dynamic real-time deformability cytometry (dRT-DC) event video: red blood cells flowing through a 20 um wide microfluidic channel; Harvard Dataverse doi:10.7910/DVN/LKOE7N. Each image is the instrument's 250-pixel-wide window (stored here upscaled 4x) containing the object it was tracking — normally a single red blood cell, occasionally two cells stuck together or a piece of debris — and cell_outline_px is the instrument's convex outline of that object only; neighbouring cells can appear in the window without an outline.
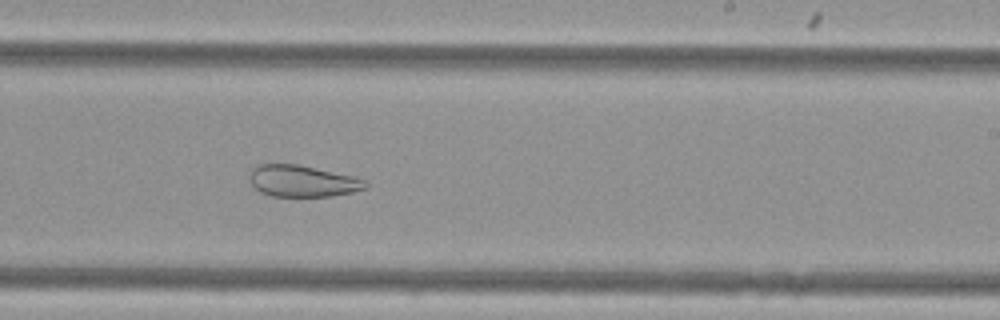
{"species": "Egyptian fruit bat (a non-hibernating species)", "species_latin": "Rousettus aegyptiacus", "temperature_condition": "cold", "stored_images_in_passage": 53, "camera_frame_rate_fps": 3000, "um_per_image_px": 0.085, "animal": {"sex": "female"}, "frame": {"image": 1, "passage_image": 32, "time_ms": 10.333, "image_size_px": [1000, 320], "cell_outline_px": [[368, 188], [352, 192], [332, 196], [272, 196], [260, 192], [252, 184], [252, 168], [260, 164], [300, 164], [352, 176], [368, 180]], "centroid_in_image_um": [25.78, 15.39], "position_along_channel_um": 263.2, "area_um2": 21.21}}
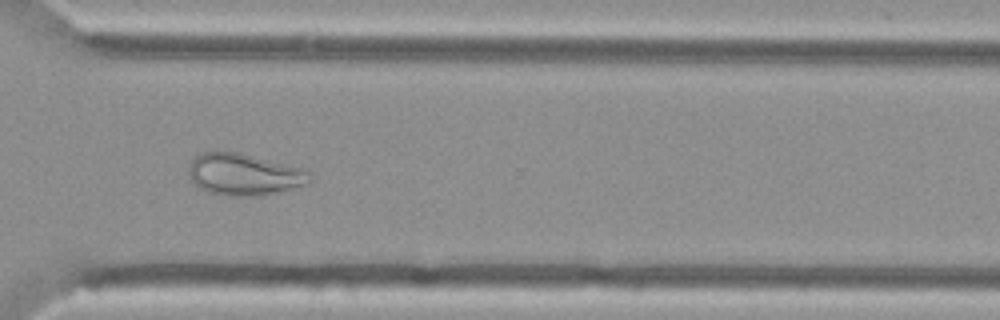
{"frame": {"image": 2, "passage_image": 39, "time_ms": 12.667, "image_size_px": [1000, 320], "cell_outline_px": [[312, 180], [308, 184], [276, 192], [256, 196], [228, 196], [204, 192], [188, 176], [188, 168], [192, 160], [200, 152], [240, 152], [304, 168], [312, 172]], "centroid_in_image_um": [20.77, 14.82], "position_along_channel_um": 349.8, "area_um2": 29.82}}
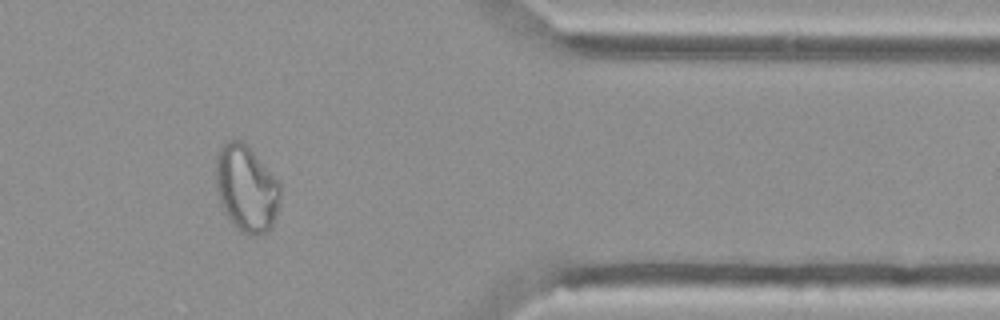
{"frame": {"image": 3, "passage_image": 44, "time_ms": 14.333, "image_size_px": [1000, 320], "cell_outline_px": [[280, 200], [276, 216], [268, 232], [256, 236], [252, 236], [240, 232], [236, 228], [224, 212], [220, 204], [216, 188], [216, 156], [224, 140], [240, 140], [252, 152], [280, 184]], "centroid_in_image_um": [20.91, 16.07], "position_along_channel_um": 390.5, "area_um2": 32.37}}